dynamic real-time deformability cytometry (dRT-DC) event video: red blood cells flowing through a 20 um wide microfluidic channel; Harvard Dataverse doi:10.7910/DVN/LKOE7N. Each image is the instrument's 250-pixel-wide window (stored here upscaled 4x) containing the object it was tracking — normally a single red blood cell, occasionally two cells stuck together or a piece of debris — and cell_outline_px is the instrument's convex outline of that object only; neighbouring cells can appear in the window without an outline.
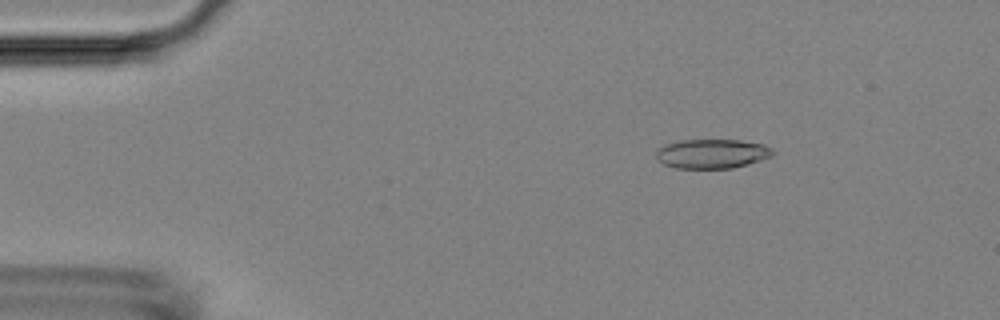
{"species": "Egyptian fruit bat (a non-hibernating species)", "species_latin": "Rousettus aegyptiacus", "temperature_condition": "room temperature", "stored_images_in_passage": 52, "camera_frame_rate_fps": 3000, "um_per_image_px": 0.085, "animal": {"sex": "female"}, "frame": {"image": 1, "passage_image": 8, "time_ms": 2.333, "image_size_px": [1000, 320], "cell_outline_px": [[776, 152], [772, 156], [760, 160], [732, 168], [676, 168], [664, 164], [656, 160], [656, 152], [660, 148], [668, 144], [680, 140], [740, 140], [764, 144], [772, 148]], "centroid_in_image_um": [60.55, 13.06], "position_along_channel_um": 24.5, "area_um2": 19.88}}
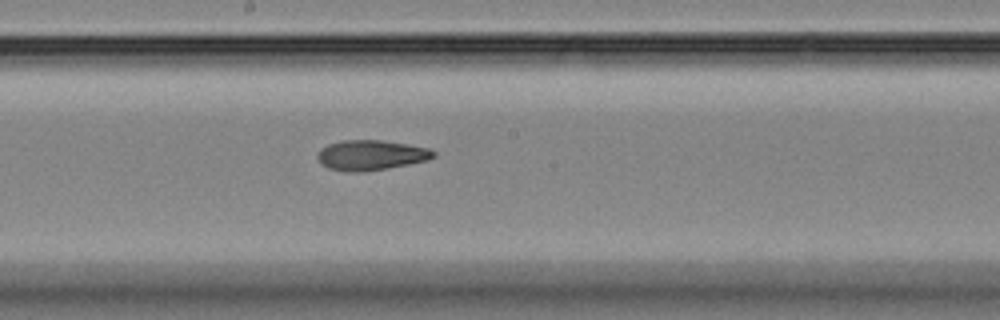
{"frame": {"image": 2, "passage_image": 29, "time_ms": 9.333, "image_size_px": [1000, 320], "cell_outline_px": [[436, 156], [428, 160], [408, 164], [360, 172], [348, 172], [328, 168], [320, 164], [316, 156], [320, 148], [328, 144], [340, 140], [380, 140], [428, 148], [436, 152]], "centroid_in_image_um": [31.48, 13.18], "position_along_channel_um": 216.7, "area_um2": 20.29}}
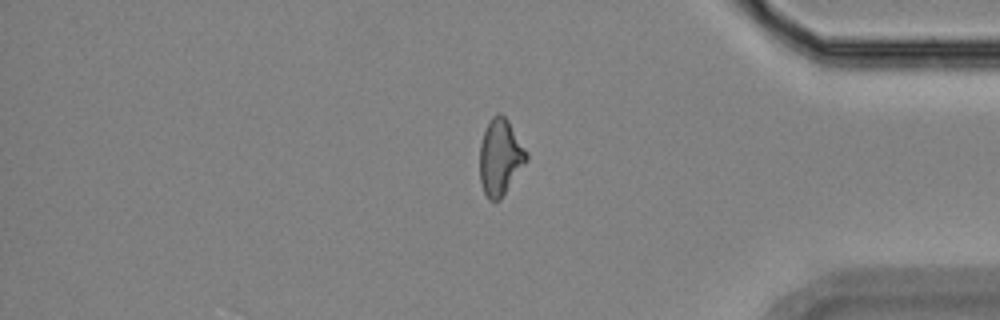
{"frame": {"image": 3, "passage_image": 45, "time_ms": 14.667, "image_size_px": [1000, 320], "cell_outline_px": [[528, 160], [500, 200], [488, 200], [484, 192], [480, 180], [480, 144], [484, 132], [492, 116], [500, 112], [508, 120], [528, 152]], "centroid_in_image_um": [42.53, 13.36], "position_along_channel_um": 392.7, "area_um2": 20.69}}